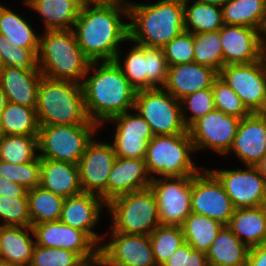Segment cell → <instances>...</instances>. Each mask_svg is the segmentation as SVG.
Here are the masks:
<instances>
[{
    "mask_svg": "<svg viewBox=\"0 0 266 266\" xmlns=\"http://www.w3.org/2000/svg\"><path fill=\"white\" fill-rule=\"evenodd\" d=\"M246 266H266V244L249 248Z\"/></svg>",
    "mask_w": 266,
    "mask_h": 266,
    "instance_id": "49",
    "label": "cell"
},
{
    "mask_svg": "<svg viewBox=\"0 0 266 266\" xmlns=\"http://www.w3.org/2000/svg\"><path fill=\"white\" fill-rule=\"evenodd\" d=\"M160 225L181 226L191 213L192 176L159 177L150 184Z\"/></svg>",
    "mask_w": 266,
    "mask_h": 266,
    "instance_id": "14",
    "label": "cell"
},
{
    "mask_svg": "<svg viewBox=\"0 0 266 266\" xmlns=\"http://www.w3.org/2000/svg\"><path fill=\"white\" fill-rule=\"evenodd\" d=\"M80 266H106V264L102 257L97 255L95 258L83 262Z\"/></svg>",
    "mask_w": 266,
    "mask_h": 266,
    "instance_id": "51",
    "label": "cell"
},
{
    "mask_svg": "<svg viewBox=\"0 0 266 266\" xmlns=\"http://www.w3.org/2000/svg\"><path fill=\"white\" fill-rule=\"evenodd\" d=\"M40 186L63 198L82 193L78 164L41 159Z\"/></svg>",
    "mask_w": 266,
    "mask_h": 266,
    "instance_id": "26",
    "label": "cell"
},
{
    "mask_svg": "<svg viewBox=\"0 0 266 266\" xmlns=\"http://www.w3.org/2000/svg\"><path fill=\"white\" fill-rule=\"evenodd\" d=\"M134 109L149 124L154 136L187 133L181 103L163 87L138 90Z\"/></svg>",
    "mask_w": 266,
    "mask_h": 266,
    "instance_id": "10",
    "label": "cell"
},
{
    "mask_svg": "<svg viewBox=\"0 0 266 266\" xmlns=\"http://www.w3.org/2000/svg\"><path fill=\"white\" fill-rule=\"evenodd\" d=\"M145 159L116 157L107 179V203L112 199L150 187Z\"/></svg>",
    "mask_w": 266,
    "mask_h": 266,
    "instance_id": "23",
    "label": "cell"
},
{
    "mask_svg": "<svg viewBox=\"0 0 266 266\" xmlns=\"http://www.w3.org/2000/svg\"><path fill=\"white\" fill-rule=\"evenodd\" d=\"M227 227L248 248L266 244V205L235 209Z\"/></svg>",
    "mask_w": 266,
    "mask_h": 266,
    "instance_id": "29",
    "label": "cell"
},
{
    "mask_svg": "<svg viewBox=\"0 0 266 266\" xmlns=\"http://www.w3.org/2000/svg\"><path fill=\"white\" fill-rule=\"evenodd\" d=\"M27 197L31 226L60 220L65 198L41 186L28 190Z\"/></svg>",
    "mask_w": 266,
    "mask_h": 266,
    "instance_id": "36",
    "label": "cell"
},
{
    "mask_svg": "<svg viewBox=\"0 0 266 266\" xmlns=\"http://www.w3.org/2000/svg\"><path fill=\"white\" fill-rule=\"evenodd\" d=\"M266 153V116L260 112L250 113L239 122L236 136L228 156L243 166H255Z\"/></svg>",
    "mask_w": 266,
    "mask_h": 266,
    "instance_id": "21",
    "label": "cell"
},
{
    "mask_svg": "<svg viewBox=\"0 0 266 266\" xmlns=\"http://www.w3.org/2000/svg\"><path fill=\"white\" fill-rule=\"evenodd\" d=\"M7 5L0 1V34L6 36L14 46L39 50L41 30L35 29L23 12L21 14L16 8L13 10Z\"/></svg>",
    "mask_w": 266,
    "mask_h": 266,
    "instance_id": "28",
    "label": "cell"
},
{
    "mask_svg": "<svg viewBox=\"0 0 266 266\" xmlns=\"http://www.w3.org/2000/svg\"><path fill=\"white\" fill-rule=\"evenodd\" d=\"M201 3H206L210 5H215L218 7H222V5L227 1V0H195Z\"/></svg>",
    "mask_w": 266,
    "mask_h": 266,
    "instance_id": "54",
    "label": "cell"
},
{
    "mask_svg": "<svg viewBox=\"0 0 266 266\" xmlns=\"http://www.w3.org/2000/svg\"><path fill=\"white\" fill-rule=\"evenodd\" d=\"M212 91L216 110L240 119L251 113L237 93L219 76L213 82Z\"/></svg>",
    "mask_w": 266,
    "mask_h": 266,
    "instance_id": "42",
    "label": "cell"
},
{
    "mask_svg": "<svg viewBox=\"0 0 266 266\" xmlns=\"http://www.w3.org/2000/svg\"><path fill=\"white\" fill-rule=\"evenodd\" d=\"M193 155L196 152L189 132L157 135L147 145L146 168L152 179L193 176L204 167Z\"/></svg>",
    "mask_w": 266,
    "mask_h": 266,
    "instance_id": "6",
    "label": "cell"
},
{
    "mask_svg": "<svg viewBox=\"0 0 266 266\" xmlns=\"http://www.w3.org/2000/svg\"><path fill=\"white\" fill-rule=\"evenodd\" d=\"M128 43L129 48L124 47ZM114 61L137 91L163 87L166 83L169 65L163 48L141 46L128 39Z\"/></svg>",
    "mask_w": 266,
    "mask_h": 266,
    "instance_id": "8",
    "label": "cell"
},
{
    "mask_svg": "<svg viewBox=\"0 0 266 266\" xmlns=\"http://www.w3.org/2000/svg\"><path fill=\"white\" fill-rule=\"evenodd\" d=\"M110 226L105 232L150 235L160 225L158 206L151 187L118 196L107 203Z\"/></svg>",
    "mask_w": 266,
    "mask_h": 266,
    "instance_id": "7",
    "label": "cell"
},
{
    "mask_svg": "<svg viewBox=\"0 0 266 266\" xmlns=\"http://www.w3.org/2000/svg\"><path fill=\"white\" fill-rule=\"evenodd\" d=\"M155 263L163 266L185 243L181 226L159 225L149 235Z\"/></svg>",
    "mask_w": 266,
    "mask_h": 266,
    "instance_id": "38",
    "label": "cell"
},
{
    "mask_svg": "<svg viewBox=\"0 0 266 266\" xmlns=\"http://www.w3.org/2000/svg\"><path fill=\"white\" fill-rule=\"evenodd\" d=\"M218 76L216 70L195 62L172 65L163 88L180 101L198 90L211 88Z\"/></svg>",
    "mask_w": 266,
    "mask_h": 266,
    "instance_id": "24",
    "label": "cell"
},
{
    "mask_svg": "<svg viewBox=\"0 0 266 266\" xmlns=\"http://www.w3.org/2000/svg\"><path fill=\"white\" fill-rule=\"evenodd\" d=\"M235 208L218 178L205 166L192 176L191 213L227 226Z\"/></svg>",
    "mask_w": 266,
    "mask_h": 266,
    "instance_id": "15",
    "label": "cell"
},
{
    "mask_svg": "<svg viewBox=\"0 0 266 266\" xmlns=\"http://www.w3.org/2000/svg\"><path fill=\"white\" fill-rule=\"evenodd\" d=\"M35 110L40 126L97 124L87 116L82 85L73 81L42 75Z\"/></svg>",
    "mask_w": 266,
    "mask_h": 266,
    "instance_id": "5",
    "label": "cell"
},
{
    "mask_svg": "<svg viewBox=\"0 0 266 266\" xmlns=\"http://www.w3.org/2000/svg\"><path fill=\"white\" fill-rule=\"evenodd\" d=\"M163 266H209L205 253L193 249L188 243L180 246Z\"/></svg>",
    "mask_w": 266,
    "mask_h": 266,
    "instance_id": "47",
    "label": "cell"
},
{
    "mask_svg": "<svg viewBox=\"0 0 266 266\" xmlns=\"http://www.w3.org/2000/svg\"><path fill=\"white\" fill-rule=\"evenodd\" d=\"M262 37L256 28L224 24L220 28L224 66L261 60Z\"/></svg>",
    "mask_w": 266,
    "mask_h": 266,
    "instance_id": "22",
    "label": "cell"
},
{
    "mask_svg": "<svg viewBox=\"0 0 266 266\" xmlns=\"http://www.w3.org/2000/svg\"><path fill=\"white\" fill-rule=\"evenodd\" d=\"M182 118L189 128L200 117L215 110L212 87L198 90L180 100Z\"/></svg>",
    "mask_w": 266,
    "mask_h": 266,
    "instance_id": "43",
    "label": "cell"
},
{
    "mask_svg": "<svg viewBox=\"0 0 266 266\" xmlns=\"http://www.w3.org/2000/svg\"><path fill=\"white\" fill-rule=\"evenodd\" d=\"M39 50L17 47L9 42L6 36L0 34V56L5 67L25 71H39Z\"/></svg>",
    "mask_w": 266,
    "mask_h": 266,
    "instance_id": "40",
    "label": "cell"
},
{
    "mask_svg": "<svg viewBox=\"0 0 266 266\" xmlns=\"http://www.w3.org/2000/svg\"><path fill=\"white\" fill-rule=\"evenodd\" d=\"M2 260V251H1V243H0V261Z\"/></svg>",
    "mask_w": 266,
    "mask_h": 266,
    "instance_id": "60",
    "label": "cell"
},
{
    "mask_svg": "<svg viewBox=\"0 0 266 266\" xmlns=\"http://www.w3.org/2000/svg\"><path fill=\"white\" fill-rule=\"evenodd\" d=\"M41 158L30 162L11 164L0 160V176L24 186L27 190L40 186Z\"/></svg>",
    "mask_w": 266,
    "mask_h": 266,
    "instance_id": "41",
    "label": "cell"
},
{
    "mask_svg": "<svg viewBox=\"0 0 266 266\" xmlns=\"http://www.w3.org/2000/svg\"><path fill=\"white\" fill-rule=\"evenodd\" d=\"M90 63L72 29L41 31L38 69L43 76L82 84Z\"/></svg>",
    "mask_w": 266,
    "mask_h": 266,
    "instance_id": "4",
    "label": "cell"
},
{
    "mask_svg": "<svg viewBox=\"0 0 266 266\" xmlns=\"http://www.w3.org/2000/svg\"><path fill=\"white\" fill-rule=\"evenodd\" d=\"M219 77L240 97L251 112H261L266 102V69L261 60L223 66Z\"/></svg>",
    "mask_w": 266,
    "mask_h": 266,
    "instance_id": "18",
    "label": "cell"
},
{
    "mask_svg": "<svg viewBox=\"0 0 266 266\" xmlns=\"http://www.w3.org/2000/svg\"><path fill=\"white\" fill-rule=\"evenodd\" d=\"M240 120L216 109L200 117L188 128L195 152L212 150L213 156L223 159L232 146Z\"/></svg>",
    "mask_w": 266,
    "mask_h": 266,
    "instance_id": "12",
    "label": "cell"
},
{
    "mask_svg": "<svg viewBox=\"0 0 266 266\" xmlns=\"http://www.w3.org/2000/svg\"><path fill=\"white\" fill-rule=\"evenodd\" d=\"M262 35H263V37H266V23H265V26L263 28Z\"/></svg>",
    "mask_w": 266,
    "mask_h": 266,
    "instance_id": "59",
    "label": "cell"
},
{
    "mask_svg": "<svg viewBox=\"0 0 266 266\" xmlns=\"http://www.w3.org/2000/svg\"><path fill=\"white\" fill-rule=\"evenodd\" d=\"M98 135L101 138L98 132L79 160L80 185L83 192L99 195L107 203V179L117 156L107 135L103 141Z\"/></svg>",
    "mask_w": 266,
    "mask_h": 266,
    "instance_id": "16",
    "label": "cell"
},
{
    "mask_svg": "<svg viewBox=\"0 0 266 266\" xmlns=\"http://www.w3.org/2000/svg\"><path fill=\"white\" fill-rule=\"evenodd\" d=\"M208 66L218 73L224 66L220 29L194 34V61Z\"/></svg>",
    "mask_w": 266,
    "mask_h": 266,
    "instance_id": "39",
    "label": "cell"
},
{
    "mask_svg": "<svg viewBox=\"0 0 266 266\" xmlns=\"http://www.w3.org/2000/svg\"><path fill=\"white\" fill-rule=\"evenodd\" d=\"M0 226H31L28 197L0 196Z\"/></svg>",
    "mask_w": 266,
    "mask_h": 266,
    "instance_id": "44",
    "label": "cell"
},
{
    "mask_svg": "<svg viewBox=\"0 0 266 266\" xmlns=\"http://www.w3.org/2000/svg\"><path fill=\"white\" fill-rule=\"evenodd\" d=\"M128 7H81L73 31L91 62L114 61L129 39Z\"/></svg>",
    "mask_w": 266,
    "mask_h": 266,
    "instance_id": "1",
    "label": "cell"
},
{
    "mask_svg": "<svg viewBox=\"0 0 266 266\" xmlns=\"http://www.w3.org/2000/svg\"><path fill=\"white\" fill-rule=\"evenodd\" d=\"M0 266H16V265L10 264L8 262L0 261Z\"/></svg>",
    "mask_w": 266,
    "mask_h": 266,
    "instance_id": "56",
    "label": "cell"
},
{
    "mask_svg": "<svg viewBox=\"0 0 266 266\" xmlns=\"http://www.w3.org/2000/svg\"><path fill=\"white\" fill-rule=\"evenodd\" d=\"M261 59L264 63L265 69H266V37H262Z\"/></svg>",
    "mask_w": 266,
    "mask_h": 266,
    "instance_id": "55",
    "label": "cell"
},
{
    "mask_svg": "<svg viewBox=\"0 0 266 266\" xmlns=\"http://www.w3.org/2000/svg\"><path fill=\"white\" fill-rule=\"evenodd\" d=\"M260 113H261L262 115L266 116V102H265L264 108L261 110Z\"/></svg>",
    "mask_w": 266,
    "mask_h": 266,
    "instance_id": "58",
    "label": "cell"
},
{
    "mask_svg": "<svg viewBox=\"0 0 266 266\" xmlns=\"http://www.w3.org/2000/svg\"><path fill=\"white\" fill-rule=\"evenodd\" d=\"M249 248L224 226L206 253L209 266H246Z\"/></svg>",
    "mask_w": 266,
    "mask_h": 266,
    "instance_id": "31",
    "label": "cell"
},
{
    "mask_svg": "<svg viewBox=\"0 0 266 266\" xmlns=\"http://www.w3.org/2000/svg\"><path fill=\"white\" fill-rule=\"evenodd\" d=\"M221 8L225 25L247 26L263 31L266 0H227Z\"/></svg>",
    "mask_w": 266,
    "mask_h": 266,
    "instance_id": "32",
    "label": "cell"
},
{
    "mask_svg": "<svg viewBox=\"0 0 266 266\" xmlns=\"http://www.w3.org/2000/svg\"><path fill=\"white\" fill-rule=\"evenodd\" d=\"M4 67L5 66H4L2 59H1V56H0V76H1L2 71L4 70Z\"/></svg>",
    "mask_w": 266,
    "mask_h": 266,
    "instance_id": "57",
    "label": "cell"
},
{
    "mask_svg": "<svg viewBox=\"0 0 266 266\" xmlns=\"http://www.w3.org/2000/svg\"><path fill=\"white\" fill-rule=\"evenodd\" d=\"M223 227L217 220L196 213H190L181 225L185 242L205 254Z\"/></svg>",
    "mask_w": 266,
    "mask_h": 266,
    "instance_id": "34",
    "label": "cell"
},
{
    "mask_svg": "<svg viewBox=\"0 0 266 266\" xmlns=\"http://www.w3.org/2000/svg\"><path fill=\"white\" fill-rule=\"evenodd\" d=\"M99 255L106 266H157L149 235L106 232Z\"/></svg>",
    "mask_w": 266,
    "mask_h": 266,
    "instance_id": "17",
    "label": "cell"
},
{
    "mask_svg": "<svg viewBox=\"0 0 266 266\" xmlns=\"http://www.w3.org/2000/svg\"><path fill=\"white\" fill-rule=\"evenodd\" d=\"M38 156V135H0V160L30 162Z\"/></svg>",
    "mask_w": 266,
    "mask_h": 266,
    "instance_id": "37",
    "label": "cell"
},
{
    "mask_svg": "<svg viewBox=\"0 0 266 266\" xmlns=\"http://www.w3.org/2000/svg\"><path fill=\"white\" fill-rule=\"evenodd\" d=\"M235 167L208 169L221 182L235 209L266 205V180L258 169L255 166Z\"/></svg>",
    "mask_w": 266,
    "mask_h": 266,
    "instance_id": "11",
    "label": "cell"
},
{
    "mask_svg": "<svg viewBox=\"0 0 266 266\" xmlns=\"http://www.w3.org/2000/svg\"><path fill=\"white\" fill-rule=\"evenodd\" d=\"M27 193L24 186L0 176V196L27 197Z\"/></svg>",
    "mask_w": 266,
    "mask_h": 266,
    "instance_id": "48",
    "label": "cell"
},
{
    "mask_svg": "<svg viewBox=\"0 0 266 266\" xmlns=\"http://www.w3.org/2000/svg\"><path fill=\"white\" fill-rule=\"evenodd\" d=\"M39 129L35 108L8 101L1 116L0 135H38Z\"/></svg>",
    "mask_w": 266,
    "mask_h": 266,
    "instance_id": "35",
    "label": "cell"
},
{
    "mask_svg": "<svg viewBox=\"0 0 266 266\" xmlns=\"http://www.w3.org/2000/svg\"><path fill=\"white\" fill-rule=\"evenodd\" d=\"M32 228L36 245L73 251L85 261L99 255V246L85 232L60 220L34 224Z\"/></svg>",
    "mask_w": 266,
    "mask_h": 266,
    "instance_id": "20",
    "label": "cell"
},
{
    "mask_svg": "<svg viewBox=\"0 0 266 266\" xmlns=\"http://www.w3.org/2000/svg\"><path fill=\"white\" fill-rule=\"evenodd\" d=\"M41 77L40 71L22 72L12 67H4L0 86L9 102L36 109Z\"/></svg>",
    "mask_w": 266,
    "mask_h": 266,
    "instance_id": "27",
    "label": "cell"
},
{
    "mask_svg": "<svg viewBox=\"0 0 266 266\" xmlns=\"http://www.w3.org/2000/svg\"><path fill=\"white\" fill-rule=\"evenodd\" d=\"M128 28L132 42L163 48L185 31L183 0H133L128 7Z\"/></svg>",
    "mask_w": 266,
    "mask_h": 266,
    "instance_id": "3",
    "label": "cell"
},
{
    "mask_svg": "<svg viewBox=\"0 0 266 266\" xmlns=\"http://www.w3.org/2000/svg\"><path fill=\"white\" fill-rule=\"evenodd\" d=\"M81 7L118 6L129 7L132 0H79Z\"/></svg>",
    "mask_w": 266,
    "mask_h": 266,
    "instance_id": "50",
    "label": "cell"
},
{
    "mask_svg": "<svg viewBox=\"0 0 266 266\" xmlns=\"http://www.w3.org/2000/svg\"><path fill=\"white\" fill-rule=\"evenodd\" d=\"M2 260L16 266H29L35 246L32 226H0Z\"/></svg>",
    "mask_w": 266,
    "mask_h": 266,
    "instance_id": "30",
    "label": "cell"
},
{
    "mask_svg": "<svg viewBox=\"0 0 266 266\" xmlns=\"http://www.w3.org/2000/svg\"><path fill=\"white\" fill-rule=\"evenodd\" d=\"M169 66L194 61V34L182 32L163 47Z\"/></svg>",
    "mask_w": 266,
    "mask_h": 266,
    "instance_id": "46",
    "label": "cell"
},
{
    "mask_svg": "<svg viewBox=\"0 0 266 266\" xmlns=\"http://www.w3.org/2000/svg\"><path fill=\"white\" fill-rule=\"evenodd\" d=\"M107 210V203L101 196L82 192L65 198L60 221L65 225L85 232L98 246H100L104 233L96 231L101 228L103 214ZM101 221V223H100ZM100 224V225H98Z\"/></svg>",
    "mask_w": 266,
    "mask_h": 266,
    "instance_id": "19",
    "label": "cell"
},
{
    "mask_svg": "<svg viewBox=\"0 0 266 266\" xmlns=\"http://www.w3.org/2000/svg\"><path fill=\"white\" fill-rule=\"evenodd\" d=\"M7 103H8V100H7L6 94L2 90V87L0 86V121H1L2 113Z\"/></svg>",
    "mask_w": 266,
    "mask_h": 266,
    "instance_id": "53",
    "label": "cell"
},
{
    "mask_svg": "<svg viewBox=\"0 0 266 266\" xmlns=\"http://www.w3.org/2000/svg\"><path fill=\"white\" fill-rule=\"evenodd\" d=\"M184 29L193 34L219 30L223 25L222 8L195 0H183Z\"/></svg>",
    "mask_w": 266,
    "mask_h": 266,
    "instance_id": "33",
    "label": "cell"
},
{
    "mask_svg": "<svg viewBox=\"0 0 266 266\" xmlns=\"http://www.w3.org/2000/svg\"><path fill=\"white\" fill-rule=\"evenodd\" d=\"M81 85L87 116L99 126L134 109L137 90L115 61L91 62Z\"/></svg>",
    "mask_w": 266,
    "mask_h": 266,
    "instance_id": "2",
    "label": "cell"
},
{
    "mask_svg": "<svg viewBox=\"0 0 266 266\" xmlns=\"http://www.w3.org/2000/svg\"><path fill=\"white\" fill-rule=\"evenodd\" d=\"M255 167L258 169L259 173L266 180V153L260 159V161L255 165Z\"/></svg>",
    "mask_w": 266,
    "mask_h": 266,
    "instance_id": "52",
    "label": "cell"
},
{
    "mask_svg": "<svg viewBox=\"0 0 266 266\" xmlns=\"http://www.w3.org/2000/svg\"><path fill=\"white\" fill-rule=\"evenodd\" d=\"M23 3H28L30 0H20Z\"/></svg>",
    "mask_w": 266,
    "mask_h": 266,
    "instance_id": "61",
    "label": "cell"
},
{
    "mask_svg": "<svg viewBox=\"0 0 266 266\" xmlns=\"http://www.w3.org/2000/svg\"><path fill=\"white\" fill-rule=\"evenodd\" d=\"M101 131L98 124L40 126L38 156L78 164L88 143Z\"/></svg>",
    "mask_w": 266,
    "mask_h": 266,
    "instance_id": "9",
    "label": "cell"
},
{
    "mask_svg": "<svg viewBox=\"0 0 266 266\" xmlns=\"http://www.w3.org/2000/svg\"><path fill=\"white\" fill-rule=\"evenodd\" d=\"M83 262L85 260L73 251L35 244L29 266H80Z\"/></svg>",
    "mask_w": 266,
    "mask_h": 266,
    "instance_id": "45",
    "label": "cell"
},
{
    "mask_svg": "<svg viewBox=\"0 0 266 266\" xmlns=\"http://www.w3.org/2000/svg\"><path fill=\"white\" fill-rule=\"evenodd\" d=\"M22 5L37 14L43 31L73 29L81 9L79 0H30Z\"/></svg>",
    "mask_w": 266,
    "mask_h": 266,
    "instance_id": "25",
    "label": "cell"
},
{
    "mask_svg": "<svg viewBox=\"0 0 266 266\" xmlns=\"http://www.w3.org/2000/svg\"><path fill=\"white\" fill-rule=\"evenodd\" d=\"M108 125L114 126L109 132H113L112 137H108L117 157L145 159L147 145L154 134L149 124L135 109L110 118L100 126V129L104 130Z\"/></svg>",
    "mask_w": 266,
    "mask_h": 266,
    "instance_id": "13",
    "label": "cell"
}]
</instances>
